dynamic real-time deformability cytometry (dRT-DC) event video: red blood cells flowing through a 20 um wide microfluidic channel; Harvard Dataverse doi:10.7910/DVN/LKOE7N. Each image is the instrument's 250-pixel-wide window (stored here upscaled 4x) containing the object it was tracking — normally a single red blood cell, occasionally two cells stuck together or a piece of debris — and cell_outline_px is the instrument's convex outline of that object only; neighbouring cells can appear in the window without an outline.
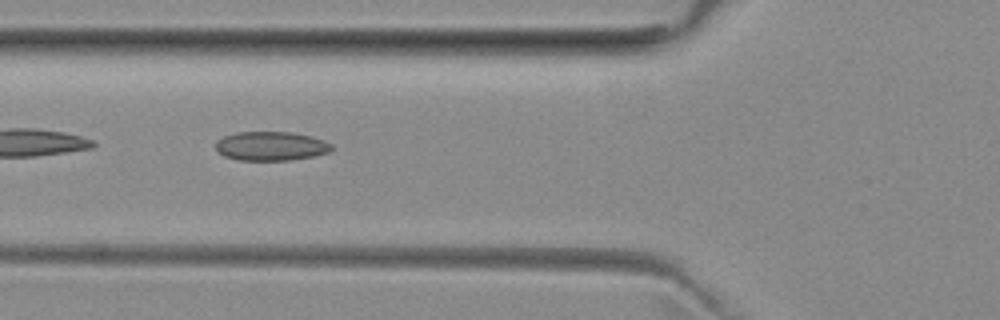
{"species": "common noctule bat (a hibernating species)", "species_latin": "Nyctalus noctula", "temperature_condition": "room temperature", "stored_images_in_passage": 48, "camera_frame_rate_fps": 3000, "um_per_image_px": 0.085, "animal": {"sex": "female", "body_mass_g": 29.2, "forearm_length_mm": 56.3}, "frame": {"image": 1, "passage_image": 15, "time_ms": 4.667, "image_size_px": [1000, 320], "cell_outline_px": [[332, 148], [328, 152], [312, 156], [288, 160], [236, 160], [224, 156], [216, 148], [216, 140], [224, 136], [236, 132], [292, 132], [312, 136], [324, 140], [332, 144]], "centroid_in_image_um": [23.02, 12.41], "position_along_channel_um": 102.8, "area_um2": 19.59}}
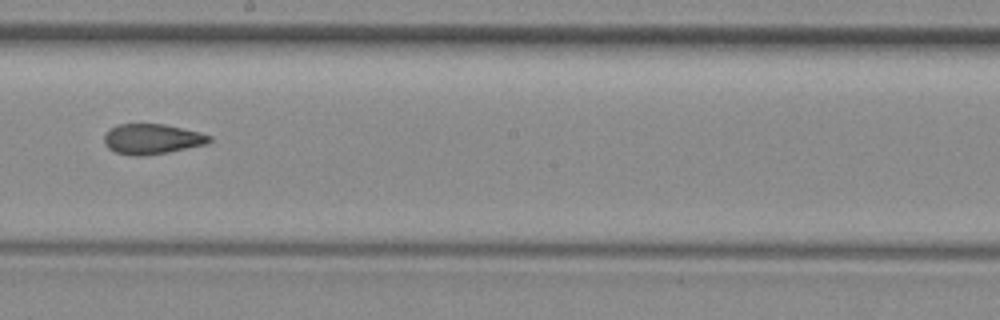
{"frame": {"image": 2, "passage_image": 25, "time_ms": 8.0, "image_size_px": [1000, 320], "cell_outline_px": [[212, 140], [208, 144], [168, 152], [144, 156], [132, 156], [116, 152], [108, 148], [104, 144], [104, 136], [112, 128], [120, 124], [164, 124], [200, 132], [212, 136]], "centroid_in_image_um": [12.95, 11.83], "position_along_channel_um": 235.2, "area_um2": 18.55}}
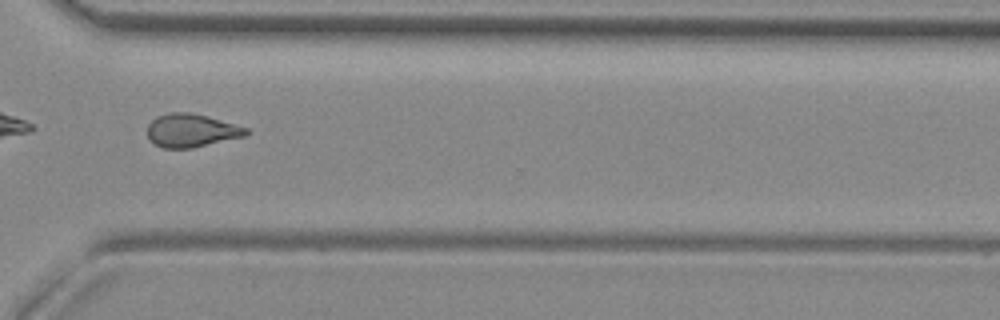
{"frame": {"image": 3, "passage_image": 34, "time_ms": 11.0, "image_size_px": [1000, 320], "cell_outline_px": [[252, 132], [244, 136], [192, 148], [164, 148], [156, 144], [148, 136], [148, 124], [156, 116], [168, 112], [188, 112], [208, 116], [248, 128]], "centroid_in_image_um": [16.28, 11.08], "position_along_channel_um": 354.3, "area_um2": 19.07}, "authors_computed_cell_mechanics": {"area_um2": 19.1029, "velocity_mm_per_s": 3.9692, "shape_relaxation_time_tau1_ms": null, "shape_relaxation_time_tau2_ms": 2.8744, "deformation_change_tau1": null, "deformation_change_tau2": 0.1033}}